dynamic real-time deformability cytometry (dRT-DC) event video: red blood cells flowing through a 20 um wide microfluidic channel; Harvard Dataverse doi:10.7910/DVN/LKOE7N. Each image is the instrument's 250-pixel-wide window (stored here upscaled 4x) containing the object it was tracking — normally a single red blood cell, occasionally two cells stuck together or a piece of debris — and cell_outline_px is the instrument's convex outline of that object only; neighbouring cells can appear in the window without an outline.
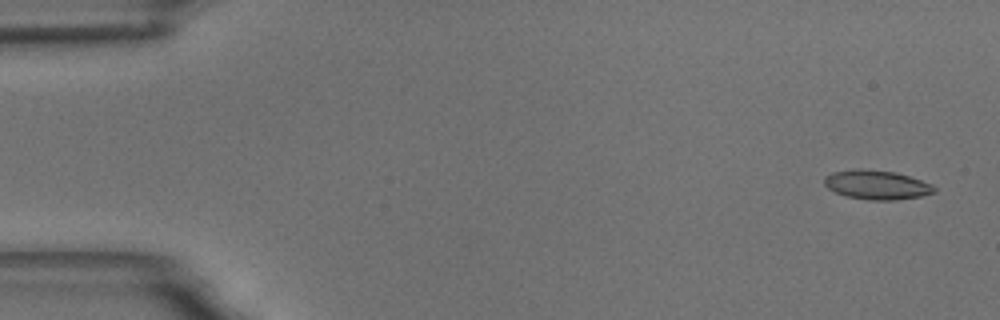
{"species": "common noctule bat (a hibernating species)", "species_latin": "Nyctalus noctula", "temperature_condition": "room temperature", "stored_images_in_passage": 56, "camera_frame_rate_fps": 3000, "um_per_image_px": 0.085, "animal": {"sex": "male", "body_mass_g": 18.8}, "frame": {"image": 1, "passage_image": 1, "time_ms": 0.0, "image_size_px": [1000, 320], "cell_outline_px": [[936, 192], [920, 196], [896, 200], [868, 200], [848, 196], [836, 192], [828, 188], [824, 184], [824, 176], [832, 172], [856, 168], [860, 168], [896, 172], [932, 184], [936, 188]], "centroid_in_image_um": [74.51, 15.7], "position_along_channel_um": 10.5, "area_um2": 18.73}}
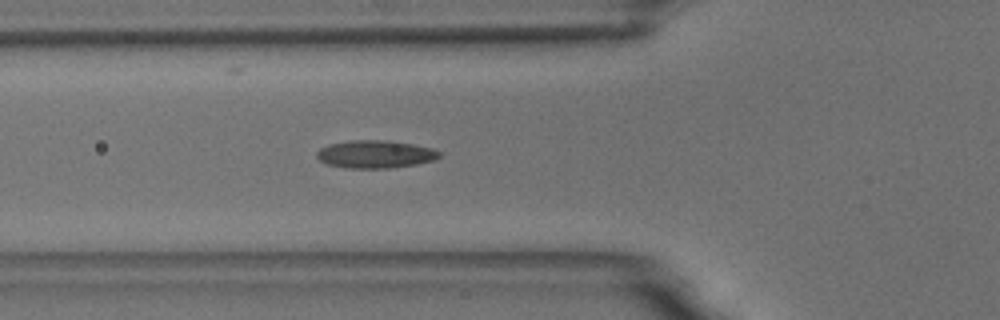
{"frame": {"image": 2, "passage_image": 19, "time_ms": 6.0, "image_size_px": [1000, 320], "cell_outline_px": [[440, 156], [436, 160], [416, 164], [388, 168], [348, 168], [328, 164], [320, 160], [316, 156], [316, 152], [320, 148], [328, 144], [348, 140], [384, 140], [412, 144], [432, 148], [440, 152]], "centroid_in_image_um": [31.89, 13.1], "position_along_channel_um": 93.9, "area_um2": 19.83}}
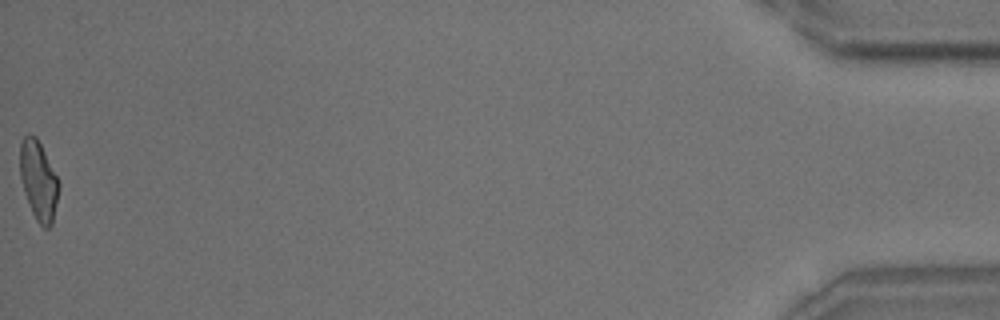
{"frame": {"image": 3, "passage_image": 56, "time_ms": 18.333, "image_size_px": [1000, 320], "cell_outline_px": [[60, 184], [52, 224], [48, 228], [44, 228], [36, 220], [32, 212], [24, 192], [20, 176], [20, 144], [24, 136], [28, 132], [36, 136], [60, 180]], "centroid_in_image_um": [3.28, 15.32], "position_along_channel_um": 431.9, "area_um2": 18.03}, "authors_computed_cell_mechanics": {"area_um2": 18.5827, "velocity_mm_per_s": 3.5384, "shape_relaxation_time_tau1_ms": 10.058, "shape_relaxation_time_tau2_ms": 1.9824, "deformation_change_tau1": 0.2156, "deformation_change_tau2": 0.095}}